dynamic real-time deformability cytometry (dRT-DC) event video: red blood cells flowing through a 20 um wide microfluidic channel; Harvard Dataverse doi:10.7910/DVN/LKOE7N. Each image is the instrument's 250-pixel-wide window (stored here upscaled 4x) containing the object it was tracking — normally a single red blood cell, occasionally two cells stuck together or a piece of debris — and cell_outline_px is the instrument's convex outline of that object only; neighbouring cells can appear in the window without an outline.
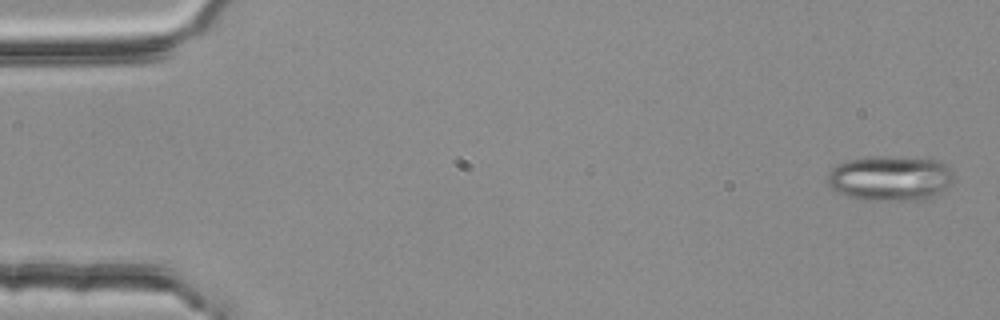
{"species": "common noctule bat (a hibernating species)", "species_latin": "Nyctalus noctula", "temperature_condition": "room temperature", "stored_images_in_passage": 55, "segment_of_instrument_passage": [1, 2], "camera_frame_rate_fps": 3000, "um_per_image_px": 0.085, "animal": {"sex": "female", "body_mass_g": 25.1}, "frame": {"image": 1, "passage_image": 2, "time_ms": 0.333, "image_size_px": [1000, 320], "cell_outline_px": [[956, 180], [952, 184], [936, 196], [928, 200], [860, 200], [844, 196], [836, 192], [828, 184], [828, 172], [836, 164], [848, 160], [864, 156], [900, 156], [940, 160], [952, 172]], "centroid_in_image_um": [75.68, 15.15], "position_along_channel_um": 9.3, "area_um2": 34.16}}